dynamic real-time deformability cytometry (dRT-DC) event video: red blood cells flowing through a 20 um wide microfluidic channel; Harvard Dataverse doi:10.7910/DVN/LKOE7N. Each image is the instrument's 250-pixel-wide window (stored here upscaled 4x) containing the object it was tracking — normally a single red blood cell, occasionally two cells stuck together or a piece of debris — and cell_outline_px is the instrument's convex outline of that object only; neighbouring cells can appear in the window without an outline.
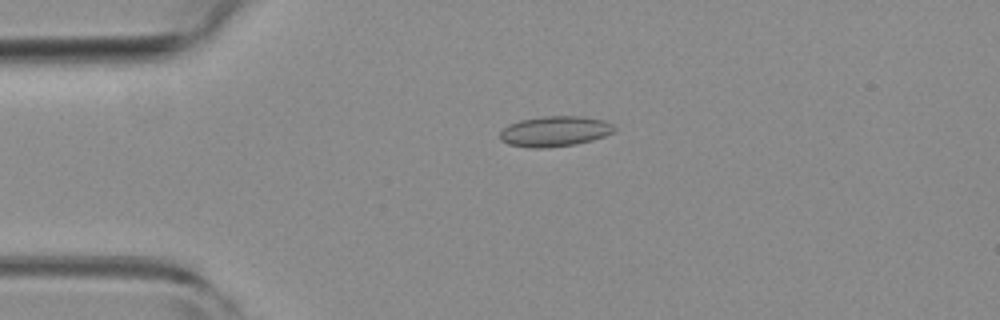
{"species": "common noctule bat (a hibernating species)", "species_latin": "Nyctalus noctula", "temperature_condition": "room temperature", "stored_images_in_passage": 5, "camera_frame_rate_fps": 3000, "um_per_image_px": 0.085, "animal": {"sex": "female", "body_mass_g": 19.3, "forearm_length_mm": 54.1}, "frame": {"image": 1, "passage_image": 4, "time_ms": 1.0, "image_size_px": [1000, 320], "cell_outline_px": [[616, 128], [612, 132], [604, 136], [592, 140], [576, 144], [548, 148], [528, 148], [508, 144], [500, 140], [500, 132], [508, 124], [520, 120], [544, 116], [580, 116], [604, 120], [612, 124]], "centroid_in_image_um": [47.13, 11.17], "position_along_channel_um": 37.9, "area_um2": 20.35}}